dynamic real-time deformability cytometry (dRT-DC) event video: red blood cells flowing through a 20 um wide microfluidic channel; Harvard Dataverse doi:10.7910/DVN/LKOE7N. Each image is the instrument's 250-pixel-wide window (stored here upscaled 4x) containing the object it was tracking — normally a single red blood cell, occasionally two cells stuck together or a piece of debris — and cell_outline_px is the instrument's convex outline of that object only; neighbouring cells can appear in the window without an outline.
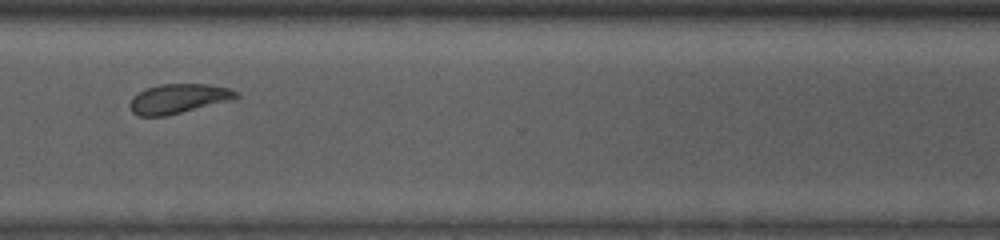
{"species": "common noctule bat (a hibernating species)", "species_latin": "Nyctalus noctula", "temperature_condition": "room temperature", "stored_images_in_passage": 33, "camera_frame_rate_fps": 3000, "um_per_image_px": 0.085, "animal": {"sex": "male", "body_mass_g": 13.0, "forearm_length_mm": 53.1}, "frame": {"image": 1, "passage_image": 24, "time_ms": 7.667, "image_size_px": [1000, 240], "cell_outline_px": [[240, 96], [232, 100], [164, 116], [140, 116], [132, 112], [128, 104], [132, 96], [144, 88], [160, 84], [208, 84], [228, 88], [236, 92]], "centroid_in_image_um": [15.11, 8.38], "position_along_channel_um": 355.5, "area_um2": 18.26}, "authors_computed_cell_mechanics": {"area_um2": 18.3226, "velocity_mm_per_s": 3.8627, "shape_relaxation_time_tau1_ms": 4.8002, "shape_relaxation_time_tau2_ms": 3.6136, "deformation_change_tau1": 0.1002, "deformation_change_tau2": 0.0896}}